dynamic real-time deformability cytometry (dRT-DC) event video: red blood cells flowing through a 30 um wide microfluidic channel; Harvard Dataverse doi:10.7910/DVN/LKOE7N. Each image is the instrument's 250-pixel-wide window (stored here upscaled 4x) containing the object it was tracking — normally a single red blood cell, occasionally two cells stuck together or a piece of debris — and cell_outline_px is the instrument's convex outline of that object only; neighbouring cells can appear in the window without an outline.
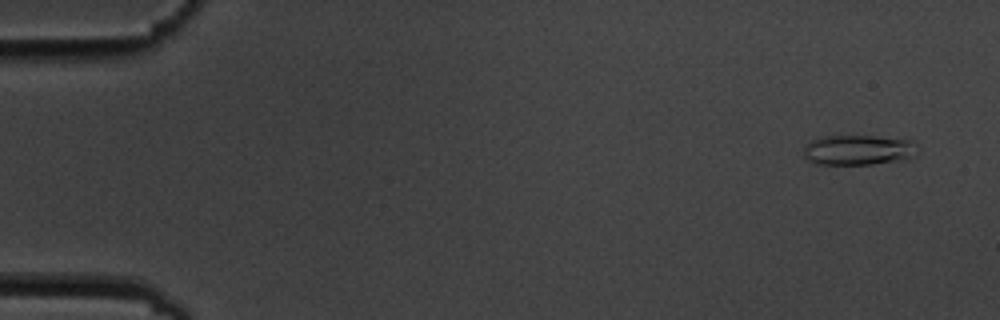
{"species": "common noctule bat (a hibernating species)", "species_latin": "Nyctalus noctula", "temperature_condition": "cold", "stored_images_in_passage": 56, "camera_frame_rate_fps": 3000, "um_per_image_px": 0.085, "animal": {"sex": "male", "body_mass_g": 19.5, "forearm_length_mm": 54.6}, "frame": {"image": 1, "passage_image": 3, "time_ms": 0.667, "image_size_px": [1000, 320], "cell_outline_px": [[916, 144], [908, 160], [872, 164], [816, 164], [808, 160], [804, 156], [804, 144], [816, 136], [836, 132], [912, 140]], "centroid_in_image_um": [72.82, 12.69], "position_along_channel_um": 12.2, "area_um2": 20.92}}
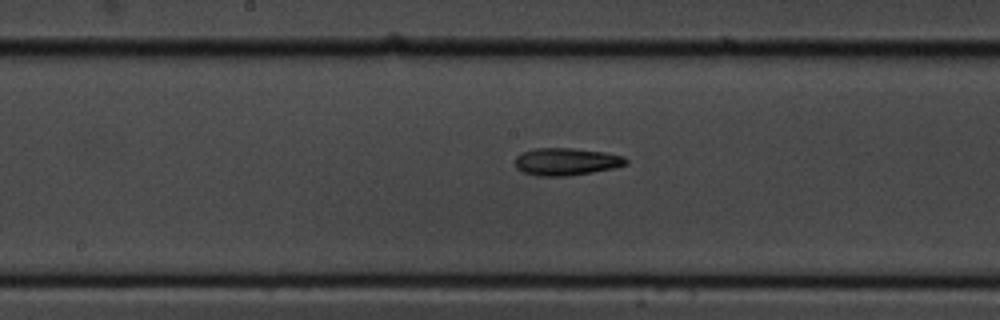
{"frame": {"image": 2, "passage_image": 29, "time_ms": 9.333, "image_size_px": [1000, 320], "cell_outline_px": [[628, 164], [616, 168], [568, 176], [536, 176], [524, 172], [516, 168], [516, 156], [520, 152], [532, 148], [572, 148], [604, 152], [624, 156], [628, 160]], "centroid_in_image_um": [48.14, 13.73], "position_along_channel_um": 200.1, "area_um2": 17.92}}
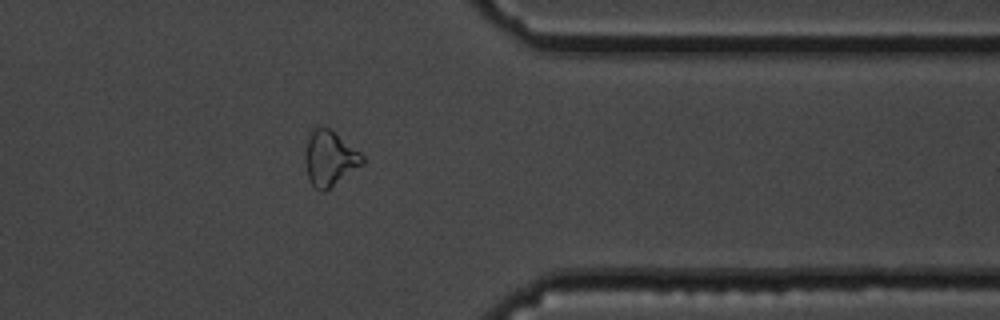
{"frame": {"image": 3, "passage_image": 45, "time_ms": 14.667, "image_size_px": [1000, 320], "cell_outline_px": [[364, 164], [324, 192], [320, 192], [312, 184], [308, 176], [304, 160], [304, 152], [312, 128], [328, 128], [360, 152], [364, 156]], "centroid_in_image_um": [28.02, 13.49], "position_along_channel_um": 383.4, "area_um2": 18.21}, "authors_computed_cell_mechanics": {"area_um2": 17.918, "velocity_mm_per_s": 3.6056, "shape_relaxation_time_tau1_ms": null, "shape_relaxation_time_tau2_ms": 7.9902, "deformation_change_tau1": null, "deformation_change_tau2": 0.1853}}